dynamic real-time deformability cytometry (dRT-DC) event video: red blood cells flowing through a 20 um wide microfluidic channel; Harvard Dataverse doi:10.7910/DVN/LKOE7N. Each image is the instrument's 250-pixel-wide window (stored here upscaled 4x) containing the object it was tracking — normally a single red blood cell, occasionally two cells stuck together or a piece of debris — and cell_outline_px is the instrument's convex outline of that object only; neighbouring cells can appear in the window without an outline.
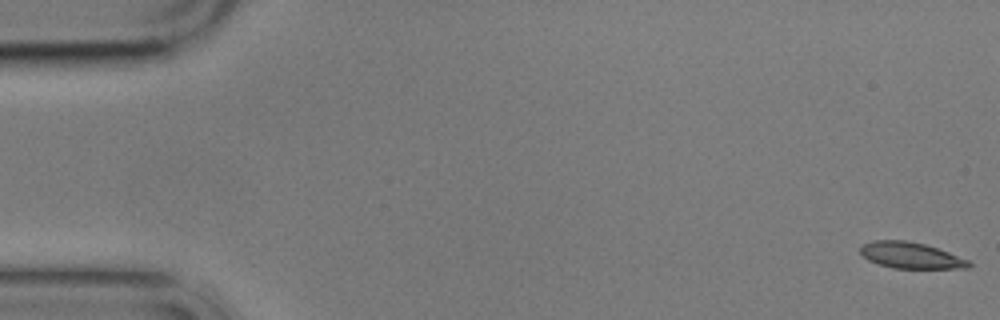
{"species": "common noctule bat (a hibernating species)", "species_latin": "Nyctalus noctula", "temperature_condition": "cold", "stored_images_in_passage": 8, "camera_frame_rate_fps": 3000, "um_per_image_px": 0.085, "animal": {"sex": "male", "body_mass_g": 17.9}, "frame": {"image": 1, "passage_image": 1, "time_ms": 0.0, "image_size_px": [1000, 320], "cell_outline_px": [[972, 264], [968, 268], [892, 268], [868, 260], [860, 252], [860, 248], [864, 244], [872, 240], [908, 240], [924, 244], [948, 252], [968, 260]], "centroid_in_image_um": [77.4, 21.7], "position_along_channel_um": 7.6, "area_um2": 16.36}}
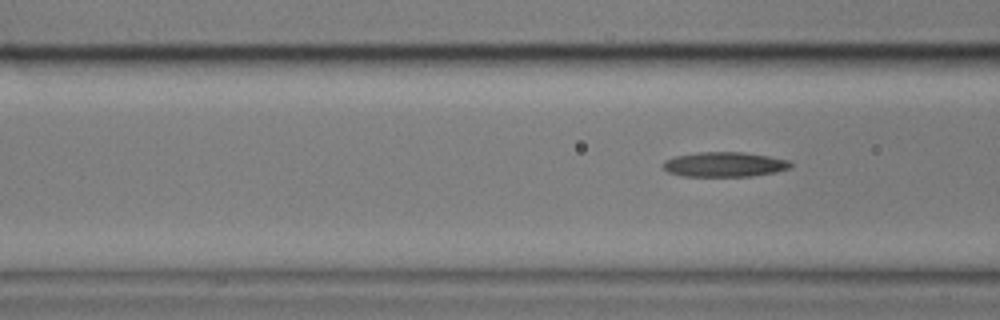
{"frame": {"image": 2, "passage_image": 8, "time_ms": 9.0, "image_size_px": [1000, 320], "cell_outline_px": [[792, 168], [776, 172], [752, 176], [680, 176], [668, 172], [660, 164], [664, 160], [676, 156], [700, 152], [744, 152], [768, 156], [788, 160], [792, 164]], "centroid_in_image_um": [61.57, 13.98], "position_along_channel_um": 105.0, "area_um2": 18.55}}